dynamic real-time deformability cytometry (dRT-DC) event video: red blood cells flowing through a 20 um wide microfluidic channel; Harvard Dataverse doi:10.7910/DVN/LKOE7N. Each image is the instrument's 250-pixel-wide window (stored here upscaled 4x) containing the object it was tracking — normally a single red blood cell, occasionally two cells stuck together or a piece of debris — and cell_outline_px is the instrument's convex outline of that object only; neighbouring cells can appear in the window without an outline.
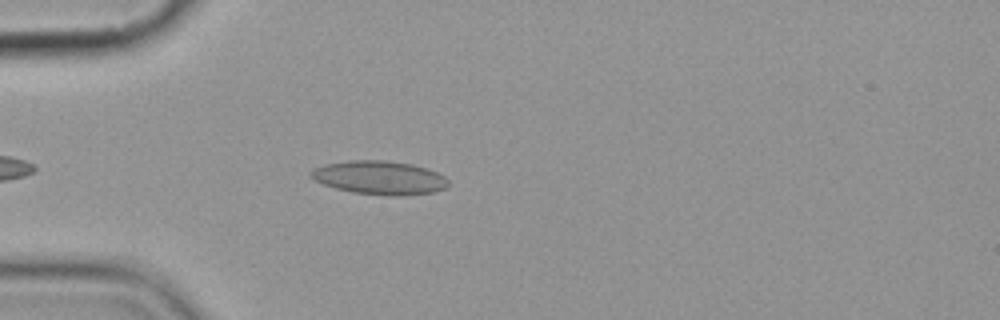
{"species": "common noctule bat (a hibernating species)", "species_latin": "Nyctalus noctula", "temperature_condition": "cold", "stored_images_in_passage": 5, "camera_frame_rate_fps": 3000, "um_per_image_px": 0.085, "animal": {"sex": "female", "body_mass_g": 19.9}, "frame": {"image": 1, "passage_image": 4, "time_ms": 3.333, "image_size_px": [1000, 320], "cell_outline_px": [[448, 184], [444, 188], [436, 192], [404, 196], [388, 196], [352, 192], [336, 188], [324, 184], [308, 176], [308, 172], [312, 168], [324, 164], [348, 160], [384, 160], [412, 164], [428, 168], [444, 176], [448, 180]], "centroid_in_image_um": [32.24, 15.1], "position_along_channel_um": 52.8, "area_um2": 27.22}}